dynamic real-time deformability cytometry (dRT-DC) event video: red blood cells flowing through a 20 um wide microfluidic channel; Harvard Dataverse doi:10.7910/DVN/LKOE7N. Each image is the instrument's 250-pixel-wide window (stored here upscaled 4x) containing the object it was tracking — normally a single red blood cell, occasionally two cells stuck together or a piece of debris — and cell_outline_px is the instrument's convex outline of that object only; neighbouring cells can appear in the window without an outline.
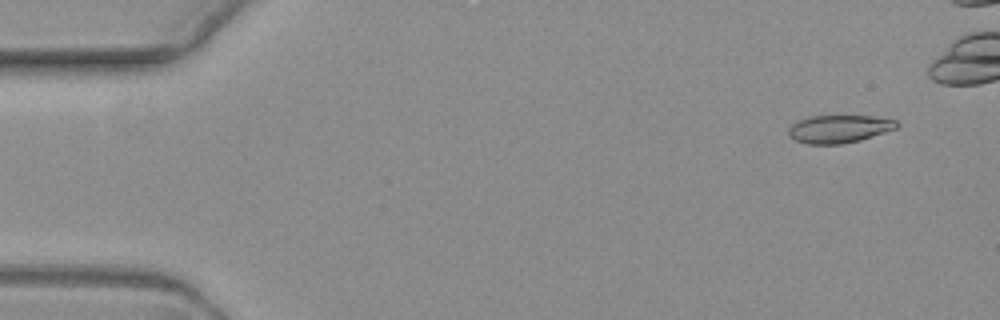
{"species": "common noctule bat (a hibernating species)", "species_latin": "Nyctalus noctula", "temperature_condition": "warm", "stored_images_in_passage": 6, "camera_frame_rate_fps": 3000, "um_per_image_px": 0.085, "animal": {"sex": "female", "body_mass_g": 19.3, "forearm_length_mm": 54.1}, "frame": {"image": 1, "passage_image": 2, "time_ms": 1.0, "image_size_px": [1000, 320], "cell_outline_px": [[900, 124], [896, 128], [860, 140], [840, 144], [808, 144], [796, 140], [788, 136], [788, 128], [792, 124], [808, 116], [872, 116], [896, 120]], "centroid_in_image_um": [71.3, 10.95], "position_along_channel_um": 13.7, "area_um2": 17.46}}